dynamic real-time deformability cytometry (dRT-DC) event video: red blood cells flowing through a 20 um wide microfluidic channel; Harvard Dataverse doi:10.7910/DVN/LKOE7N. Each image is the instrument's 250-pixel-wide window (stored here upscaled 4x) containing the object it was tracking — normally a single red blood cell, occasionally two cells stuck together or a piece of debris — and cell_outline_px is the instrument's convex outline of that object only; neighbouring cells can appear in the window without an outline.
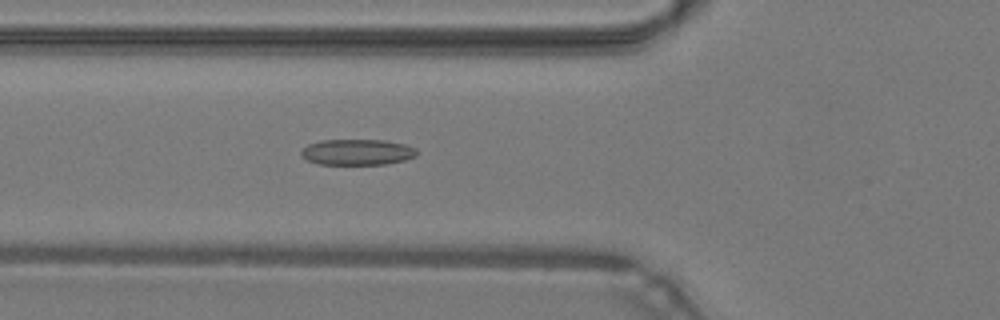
{"species": "common noctule bat (a hibernating species)", "species_latin": "Nyctalus noctula", "temperature_condition": "warm", "stored_images_in_passage": 43, "camera_frame_rate_fps": 3000, "um_per_image_px": 0.085, "animal": {"sex": "male", "body_mass_g": 19.2, "forearm_length_mm": 51.8}, "frame": {"image": 1, "passage_image": 13, "time_ms": 4.0, "image_size_px": [1000, 320], "cell_outline_px": [[416, 156], [404, 160], [388, 164], [320, 164], [308, 160], [300, 156], [300, 152], [308, 144], [320, 140], [384, 140], [404, 144], [416, 148]], "centroid_in_image_um": [30.35, 12.93], "position_along_channel_um": 95.4, "area_um2": 17.4}}
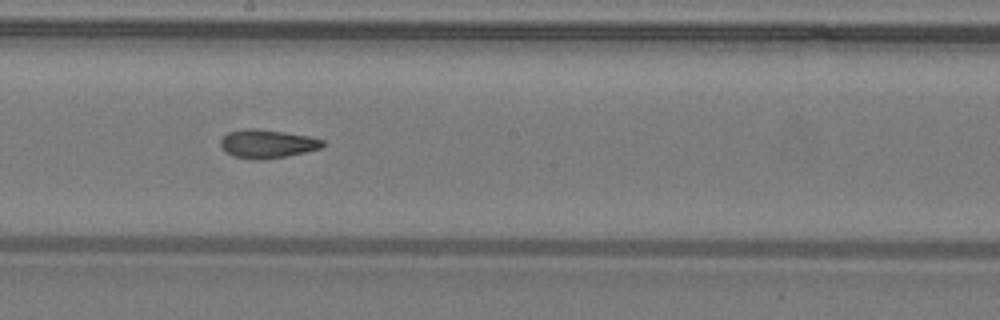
{"frame": {"image": 2, "passage_image": 22, "time_ms": 7.0, "image_size_px": [1000, 320], "cell_outline_px": [[324, 144], [320, 148], [288, 156], [236, 156], [224, 152], [220, 144], [220, 140], [228, 132], [248, 128], [256, 128], [284, 132], [308, 136], [324, 140]], "centroid_in_image_um": [22.72, 12.16], "position_along_channel_um": 225.5, "area_um2": 16.07}}
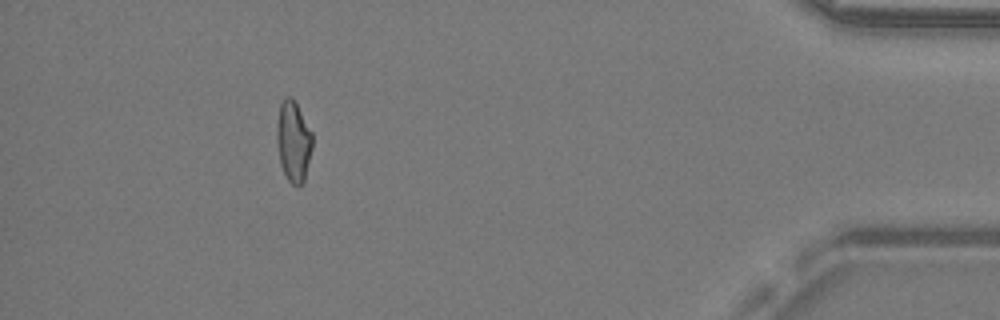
{"frame": {"image": 3, "passage_image": 39, "time_ms": 12.667, "image_size_px": [1000, 320], "cell_outline_px": [[312, 148], [304, 180], [300, 184], [292, 184], [288, 180], [280, 164], [276, 140], [276, 124], [280, 104], [284, 96], [292, 96], [312, 132]], "centroid_in_image_um": [24.92, 11.97], "position_along_channel_um": 410.3, "area_um2": 16.76}, "authors_computed_cell_mechanics": {"area_um2": 17.051, "velocity_mm_per_s": 4.3087, "shape_relaxation_time_tau1_ms": null, "shape_relaxation_time_tau2_ms": 2.3838, "deformation_change_tau1": null, "deformation_change_tau2": 0.1032}}